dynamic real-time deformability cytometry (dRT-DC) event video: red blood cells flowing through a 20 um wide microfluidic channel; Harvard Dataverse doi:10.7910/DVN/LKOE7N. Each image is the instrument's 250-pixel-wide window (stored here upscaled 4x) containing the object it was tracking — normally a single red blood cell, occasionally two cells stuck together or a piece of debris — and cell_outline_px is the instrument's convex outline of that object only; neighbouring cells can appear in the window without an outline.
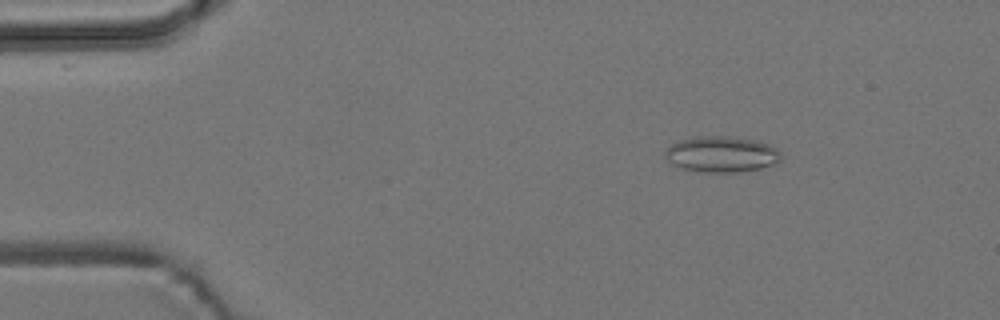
{"species": "common noctule bat (a hibernating species)", "species_latin": "Nyctalus noctula", "temperature_condition": "room temperature", "stored_images_in_passage": 54, "camera_frame_rate_fps": 3000, "um_per_image_px": 0.085, "animal": {"sex": "male", "body_mass_g": 19.2, "forearm_length_mm": 51.8}, "frame": {"image": 1, "passage_image": 8, "time_ms": 2.333, "image_size_px": [1000, 320], "cell_outline_px": [[780, 160], [772, 164], [760, 168], [740, 172], [704, 172], [684, 168], [672, 164], [664, 156], [664, 152], [672, 144], [680, 140], [696, 136], [728, 136], [752, 140], [772, 144], [780, 152]], "centroid_in_image_um": [61.33, 13.1], "position_along_channel_um": 23.7, "area_um2": 24.1}}
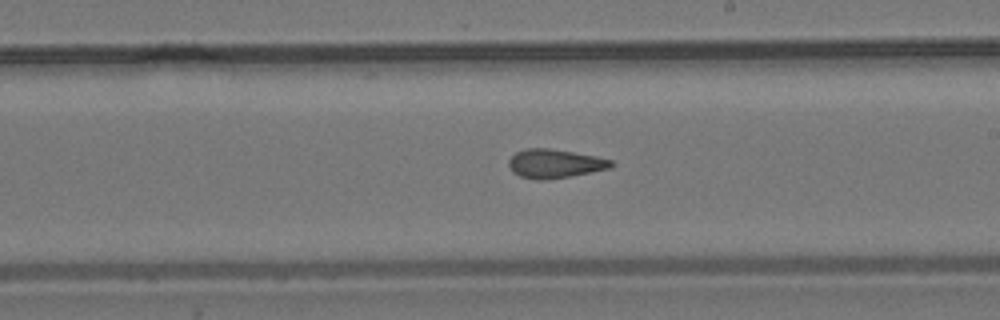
{"frame": {"image": 2, "passage_image": 31, "time_ms": 10.0, "image_size_px": [1000, 320], "cell_outline_px": [[616, 164], [612, 168], [568, 176], [544, 180], [536, 180], [520, 176], [512, 172], [508, 164], [508, 160], [516, 152], [524, 148], [548, 148], [596, 156], [612, 160]], "centroid_in_image_um": [47.15, 13.9], "position_along_channel_um": 241.8, "area_um2": 17.22}}
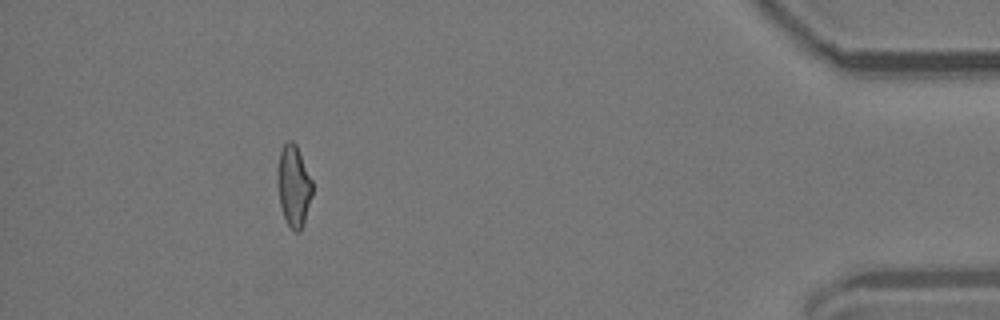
{"frame": {"image": 3, "passage_image": 49, "time_ms": 16.0, "image_size_px": [1000, 320], "cell_outline_px": [[312, 196], [304, 224], [300, 232], [296, 232], [288, 224], [284, 216], [280, 204], [276, 184], [276, 168], [280, 152], [284, 144], [288, 140], [292, 140], [296, 144], [312, 180]], "centroid_in_image_um": [24.94, 15.79], "position_along_channel_um": 410.3, "area_um2": 16.76}, "authors_computed_cell_mechanics": {"area_um2": 17.1955, "velocity_mm_per_s": 3.8134, "shape_relaxation_time_tau1_ms": null, "shape_relaxation_time_tau2_ms": 2.2287, "deformation_change_tau1": null, "deformation_change_tau2": 0.1074}}